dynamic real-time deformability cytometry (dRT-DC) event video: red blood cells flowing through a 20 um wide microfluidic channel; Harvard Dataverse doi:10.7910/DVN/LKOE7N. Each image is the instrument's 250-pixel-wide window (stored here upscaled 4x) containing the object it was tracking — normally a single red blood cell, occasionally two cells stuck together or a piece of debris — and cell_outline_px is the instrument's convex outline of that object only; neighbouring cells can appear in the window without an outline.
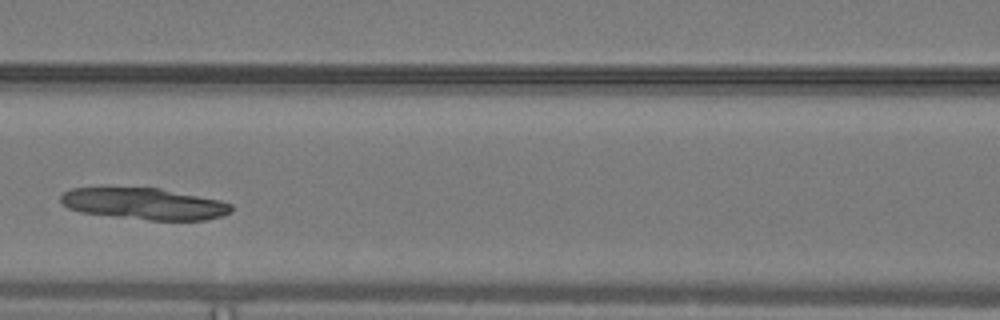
{"species": "common noctule bat (a hibernating species)", "species_latin": "Nyctalus noctula", "temperature_condition": "warm", "stored_images_in_passage": 40, "camera_frame_rate_fps": 3000, "um_per_image_px": 0.085, "animal": {"sex": "male", "body_mass_g": 19.2, "forearm_length_mm": 51.8}, "frame": {"image": 1, "passage_image": 13, "time_ms": 4.0, "image_size_px": [1000, 320], "cell_outline_px": [[232, 212], [224, 216], [208, 220], [148, 220], [80, 212], [68, 208], [60, 200], [60, 196], [64, 192], [72, 188], [160, 188], [220, 200], [232, 204]], "centroid_in_image_um": [12.31, 17.33], "position_along_channel_um": 154.3, "area_um2": 31.33}}